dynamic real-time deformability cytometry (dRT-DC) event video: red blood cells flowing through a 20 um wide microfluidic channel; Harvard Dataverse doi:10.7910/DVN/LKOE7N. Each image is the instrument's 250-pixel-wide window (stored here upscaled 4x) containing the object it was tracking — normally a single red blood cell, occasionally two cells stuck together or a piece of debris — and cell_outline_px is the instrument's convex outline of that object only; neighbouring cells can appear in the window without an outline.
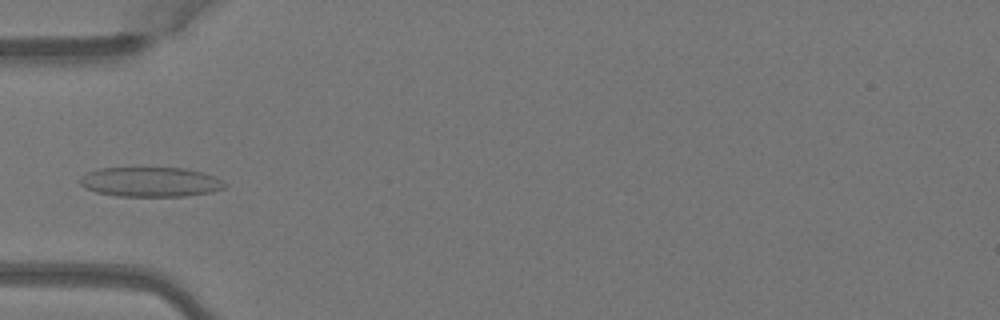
{"species": "Egyptian fruit bat (a non-hibernating species)", "species_latin": "Rousettus aegyptiacus", "temperature_condition": "warm", "stored_images_in_passage": 5, "camera_frame_rate_fps": 3000, "um_per_image_px": 0.085, "animal": {"sex": "female"}, "frame": {"image": 1, "passage_image": 4, "time_ms": 1.0, "image_size_px": [1000, 320], "cell_outline_px": [[228, 184], [224, 188], [212, 192], [184, 196], [116, 196], [96, 192], [84, 188], [80, 184], [80, 176], [88, 172], [100, 168], [184, 168], [204, 172]], "centroid_in_image_um": [12.77, 15.47], "position_along_channel_um": 72.2, "area_um2": 25.09}}
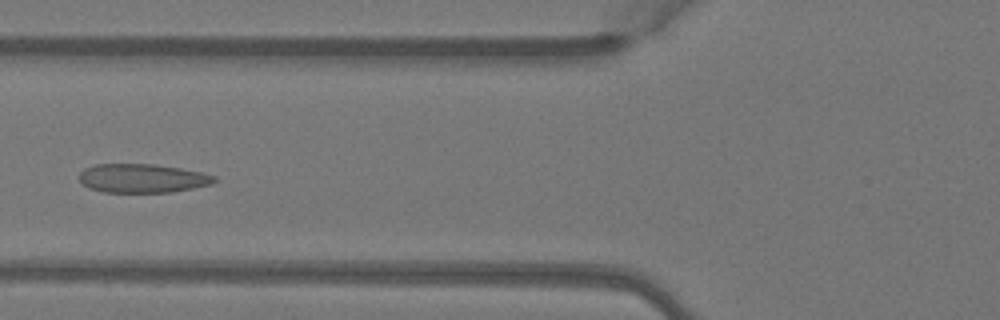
{"frame": {"image": 2, "passage_image": 5, "time_ms": 1.333, "image_size_px": [1000, 320], "cell_outline_px": [[216, 180], [212, 184], [172, 192], [104, 192], [88, 188], [80, 180], [80, 172], [84, 168], [96, 164], [152, 164], [180, 168], [200, 172], [216, 176]], "centroid_in_image_um": [12.09, 15.15], "position_along_channel_um": 113.7, "area_um2": 22.6}}